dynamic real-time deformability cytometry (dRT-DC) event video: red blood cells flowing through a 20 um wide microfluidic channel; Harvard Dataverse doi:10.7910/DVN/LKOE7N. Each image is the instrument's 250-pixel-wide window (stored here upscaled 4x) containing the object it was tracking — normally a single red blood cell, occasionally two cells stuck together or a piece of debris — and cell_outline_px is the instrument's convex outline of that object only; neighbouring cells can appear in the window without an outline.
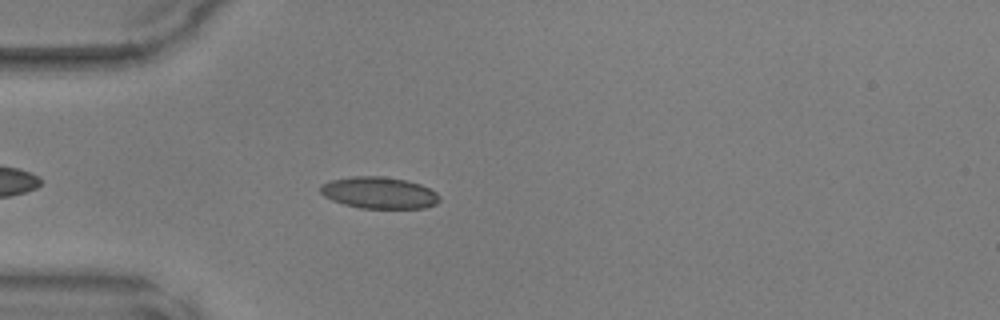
{"species": "common noctule bat (a hibernating species)", "species_latin": "Nyctalus noctula", "temperature_condition": "warm", "stored_images_in_passage": 38, "camera_frame_rate_fps": 3000, "um_per_image_px": 0.085, "animal": {"sex": "male", "body_mass_g": 17.9, "forearm_length_mm": 54.2}, "frame": {"image": 1, "passage_image": 6, "time_ms": 1.667, "image_size_px": [1000, 320], "cell_outline_px": [[440, 200], [436, 204], [424, 208], [360, 208], [344, 204], [332, 200], [324, 196], [320, 192], [320, 184], [332, 180], [352, 176], [384, 176], [408, 180], [420, 184], [436, 192], [440, 196]], "centroid_in_image_um": [32.23, 16.38], "position_along_channel_um": 52.8, "area_um2": 22.08}}
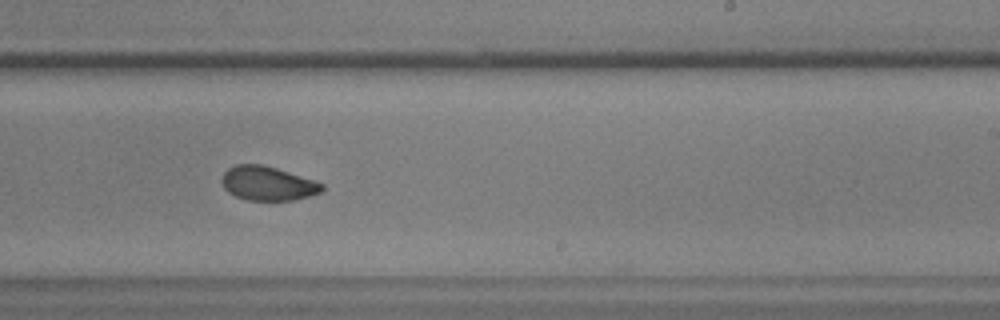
{"frame": {"image": 2, "passage_image": 22, "time_ms": 7.0, "image_size_px": [1000, 320], "cell_outline_px": [[324, 188], [320, 192], [308, 196], [292, 200], [248, 200], [236, 196], [228, 192], [224, 188], [220, 180], [224, 172], [228, 168], [236, 164], [260, 164], [276, 168], [324, 184]], "centroid_in_image_um": [22.71, 15.59], "position_along_channel_um": 266.3, "area_um2": 19.71}}
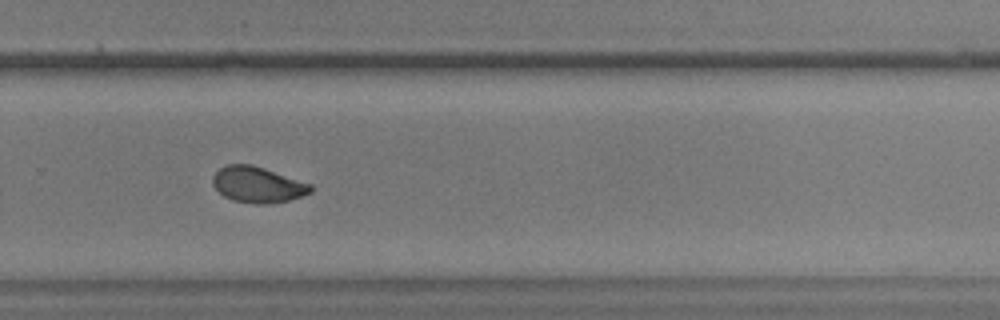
{"frame": {"image": 3, "passage_image": 25, "time_ms": 8.0, "image_size_px": [1000, 320], "cell_outline_px": [[312, 192], [288, 200], [272, 204], [256, 204], [232, 200], [224, 196], [212, 184], [212, 176], [220, 168], [228, 164], [252, 164], [312, 184]], "centroid_in_image_um": [21.9, 15.7], "position_along_channel_um": 307.9, "area_um2": 20.46}}